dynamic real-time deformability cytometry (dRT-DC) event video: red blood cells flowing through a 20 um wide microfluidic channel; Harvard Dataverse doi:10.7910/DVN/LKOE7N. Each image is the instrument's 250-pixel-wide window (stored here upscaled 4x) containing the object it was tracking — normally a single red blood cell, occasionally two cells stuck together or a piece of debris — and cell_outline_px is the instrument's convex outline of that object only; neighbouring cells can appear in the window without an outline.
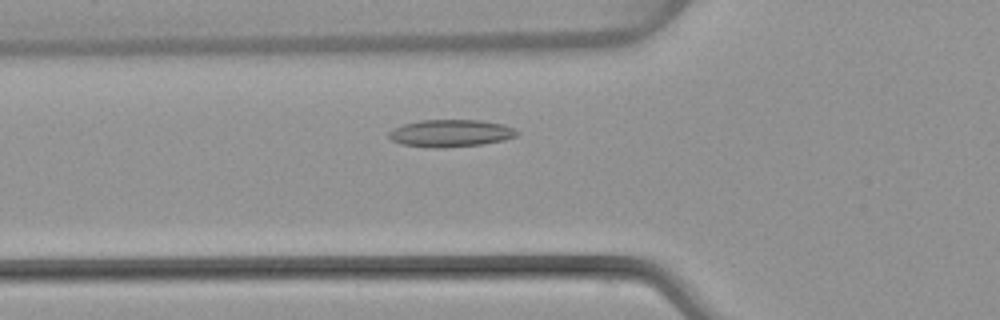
{"species": "common noctule bat (a hibernating species)", "species_latin": "Nyctalus noctula", "temperature_condition": "warm", "stored_images_in_passage": 46, "camera_frame_rate_fps": 3000, "um_per_image_px": 0.085, "animal": {"sex": "female", "body_mass_g": 22.7, "forearm_length_mm": 54.2}, "frame": {"image": 1, "passage_image": 13, "time_ms": 4.0, "image_size_px": [1000, 320], "cell_outline_px": [[520, 132], [516, 136], [504, 140], [484, 144], [440, 148], [428, 148], [400, 144], [392, 140], [388, 136], [388, 132], [392, 128], [404, 124], [420, 120], [480, 120], [504, 124]], "centroid_in_image_um": [38.28, 11.33], "position_along_channel_um": 87.5, "area_um2": 20.58}}
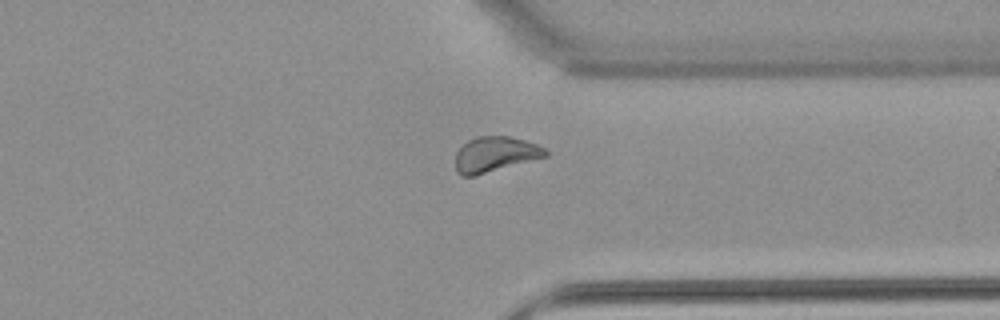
{"frame": {"image": 2, "passage_image": 34, "time_ms": 11.0, "image_size_px": [1000, 320], "cell_outline_px": [[548, 156], [476, 176], [460, 176], [456, 172], [456, 152], [468, 140], [476, 136], [508, 136], [524, 140], [536, 144], [544, 148], [548, 152]], "centroid_in_image_um": [42.07, 13.13], "position_along_channel_um": 369.3, "area_um2": 18.61}}
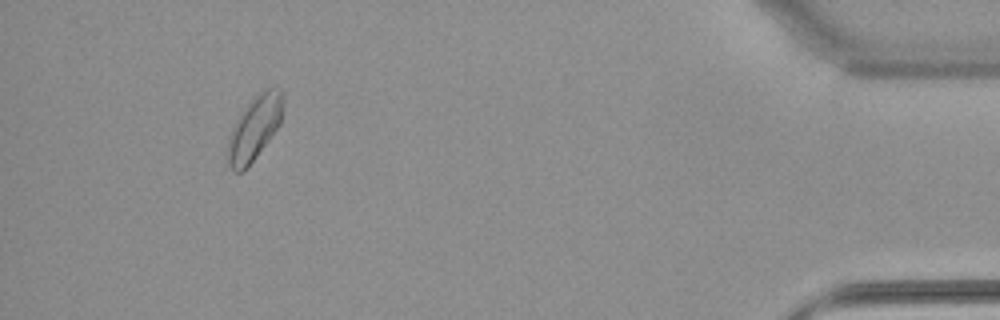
{"frame": {"image": 3, "passage_image": 42, "time_ms": 13.667, "image_size_px": [1000, 320], "cell_outline_px": [[284, 96], [280, 124], [248, 168], [244, 172], [232, 172], [224, 156], [228, 136], [240, 112], [248, 100], [252, 96], [264, 88], [272, 84], [280, 88]], "centroid_in_image_um": [21.59, 10.87], "position_along_channel_um": 413.6, "area_um2": 21.73}, "authors_computed_cell_mechanics": {"area_um2": 18.8139, "velocity_mm_per_s": 4.0315, "shape_relaxation_time_tau1_ms": null, "shape_relaxation_time_tau2_ms": 4.5825, "deformation_change_tau1": null, "deformation_change_tau2": 0.0916}}